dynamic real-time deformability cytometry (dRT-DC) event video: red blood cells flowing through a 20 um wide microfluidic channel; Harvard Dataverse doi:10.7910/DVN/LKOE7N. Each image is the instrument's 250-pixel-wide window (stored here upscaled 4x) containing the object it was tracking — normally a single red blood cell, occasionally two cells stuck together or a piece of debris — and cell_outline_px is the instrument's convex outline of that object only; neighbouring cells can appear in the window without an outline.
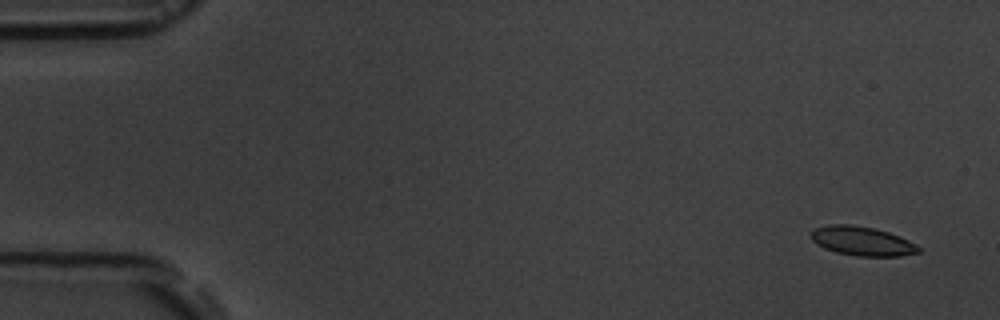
{"species": "common noctule bat (a hibernating species)", "species_latin": "Nyctalus noctula", "temperature_condition": "room temperature", "stored_images_in_passage": 5, "camera_frame_rate_fps": 3000, "um_per_image_px": 0.085, "animal": {"sex": "male", "body_mass_g": 19.5, "forearm_length_mm": 54.6}, "frame": {"image": 1, "passage_image": 1, "time_ms": 0.0, "image_size_px": [1000, 320], "cell_outline_px": [[920, 252], [900, 256], [856, 256], [836, 252], [824, 248], [816, 244], [812, 240], [812, 232], [816, 228], [828, 224], [852, 224], [872, 228], [888, 232], [900, 236], [916, 244], [920, 248]], "centroid_in_image_um": [73.28, 20.49], "position_along_channel_um": 11.7, "area_um2": 18.21}}
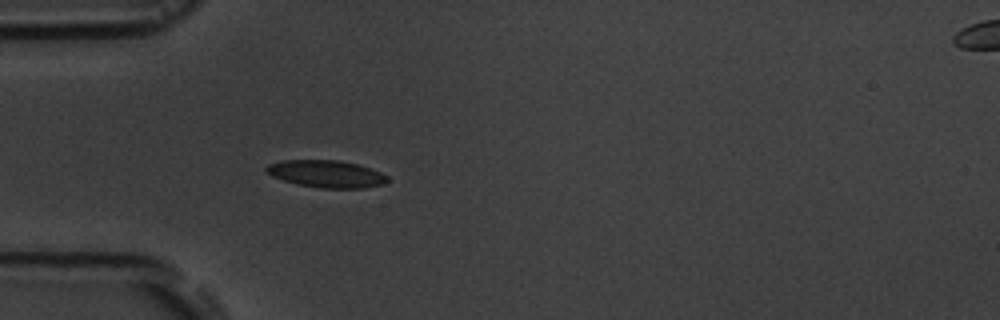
{"frame": {"image": 2, "passage_image": 5, "time_ms": 4.667, "image_size_px": [1000, 320], "cell_outline_px": [[388, 180], [384, 184], [364, 188], [324, 188], [300, 184], [284, 180], [272, 176], [264, 168], [268, 164], [284, 160], [340, 160], [356, 164], [380, 172], [388, 176]], "centroid_in_image_um": [27.75, 14.77], "position_along_channel_um": 57.2, "area_um2": 18.96}}